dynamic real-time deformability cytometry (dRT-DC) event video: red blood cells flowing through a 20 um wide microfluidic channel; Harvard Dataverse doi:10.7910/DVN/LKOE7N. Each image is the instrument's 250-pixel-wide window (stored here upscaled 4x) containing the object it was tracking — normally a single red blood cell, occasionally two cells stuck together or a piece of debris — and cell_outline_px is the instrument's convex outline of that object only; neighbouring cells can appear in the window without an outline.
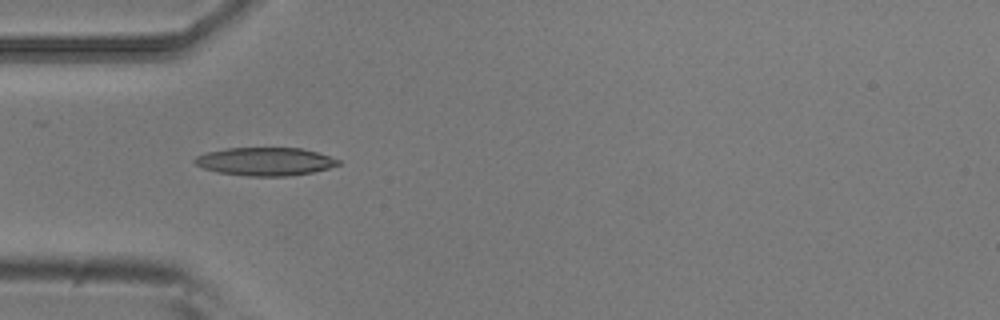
{"species": "common noctule bat (a hibernating species)", "species_latin": "Nyctalus noctula", "temperature_condition": "room temperature", "stored_images_in_passage": 5, "camera_frame_rate_fps": 3000, "um_per_image_px": 0.085, "animal": {"sex": "male", "body_mass_g": 20.5, "forearm_length_mm": 52.5}, "frame": {"image": 1, "passage_image": 5, "time_ms": 1.333, "image_size_px": [1000, 320], "cell_outline_px": [[340, 164], [328, 168], [312, 172], [288, 176], [248, 176], [216, 172], [204, 168], [196, 164], [192, 160], [196, 156], [208, 152], [228, 148], [300, 148], [316, 152], [340, 160]], "centroid_in_image_um": [22.52, 13.73], "position_along_channel_um": 62.5, "area_um2": 23.35}}